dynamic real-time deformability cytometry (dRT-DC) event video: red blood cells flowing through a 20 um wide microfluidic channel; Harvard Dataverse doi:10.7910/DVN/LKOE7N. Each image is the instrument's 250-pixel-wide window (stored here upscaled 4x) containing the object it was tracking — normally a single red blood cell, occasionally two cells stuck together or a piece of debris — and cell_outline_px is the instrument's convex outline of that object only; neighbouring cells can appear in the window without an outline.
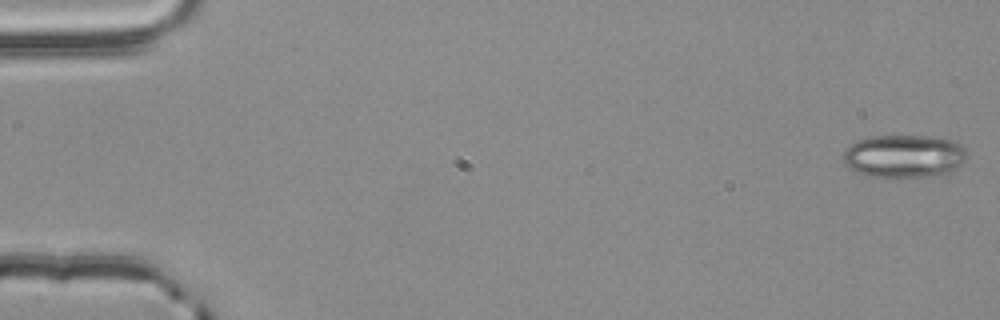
{"species": "common noctule bat (a hibernating species)", "species_latin": "Nyctalus noctula", "temperature_condition": "room temperature", "stored_images_in_passage": 55, "camera_frame_rate_fps": 3000, "um_per_image_px": 0.085, "animal": {"sex": "male", "body_mass_g": 20.4}, "frame": {"image": 1, "passage_image": 1, "time_ms": 0.0, "image_size_px": [1000, 320], "cell_outline_px": [[968, 156], [956, 168], [948, 172], [928, 176], [868, 176], [856, 172], [844, 164], [844, 152], [856, 140], [872, 136], [932, 136], [952, 140], [960, 144], [964, 148]], "centroid_in_image_um": [76.84, 13.25], "position_along_channel_um": 8.2, "area_um2": 30.63}}
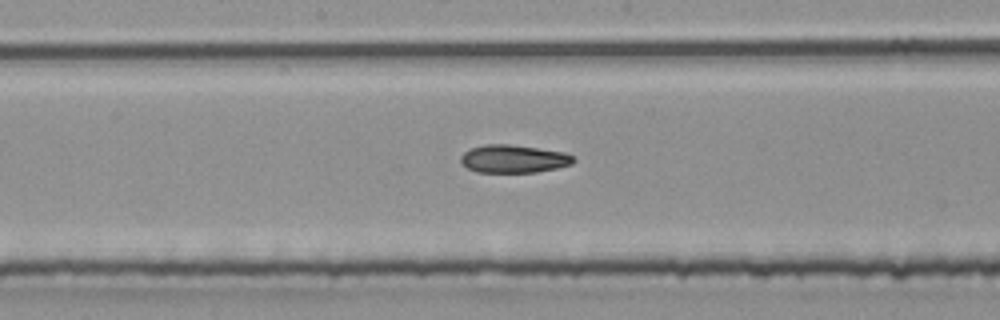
{"frame": {"image": 2, "passage_image": 29, "time_ms": 9.333, "image_size_px": [1000, 320], "cell_outline_px": [[576, 160], [572, 164], [560, 168], [536, 172], [476, 172], [468, 168], [460, 160], [460, 156], [464, 152], [472, 148], [484, 144], [508, 144], [564, 152], [572, 156]], "centroid_in_image_um": [43.67, 13.51], "position_along_channel_um": 204.5, "area_um2": 18.32}}
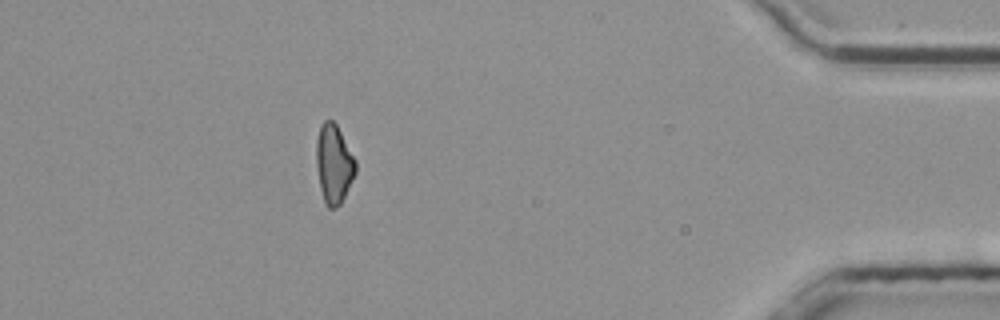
{"frame": {"image": 3, "passage_image": 49, "time_ms": 16.0, "image_size_px": [1000, 320], "cell_outline_px": [[356, 172], [340, 204], [336, 208], [328, 208], [324, 200], [320, 188], [316, 164], [316, 140], [320, 124], [324, 120], [332, 120], [336, 124], [356, 160]], "centroid_in_image_um": [28.36, 13.91], "position_along_channel_um": 406.8, "area_um2": 17.98}, "authors_computed_cell_mechanics": {"area_um2": 18.9584, "velocity_mm_per_s": 3.8379, "shape_relaxation_time_tau1_ms": 6.3674, "shape_relaxation_time_tau2_ms": 5.0181, "deformation_change_tau1": 0.1573, "deformation_change_tau2": 0.124}}